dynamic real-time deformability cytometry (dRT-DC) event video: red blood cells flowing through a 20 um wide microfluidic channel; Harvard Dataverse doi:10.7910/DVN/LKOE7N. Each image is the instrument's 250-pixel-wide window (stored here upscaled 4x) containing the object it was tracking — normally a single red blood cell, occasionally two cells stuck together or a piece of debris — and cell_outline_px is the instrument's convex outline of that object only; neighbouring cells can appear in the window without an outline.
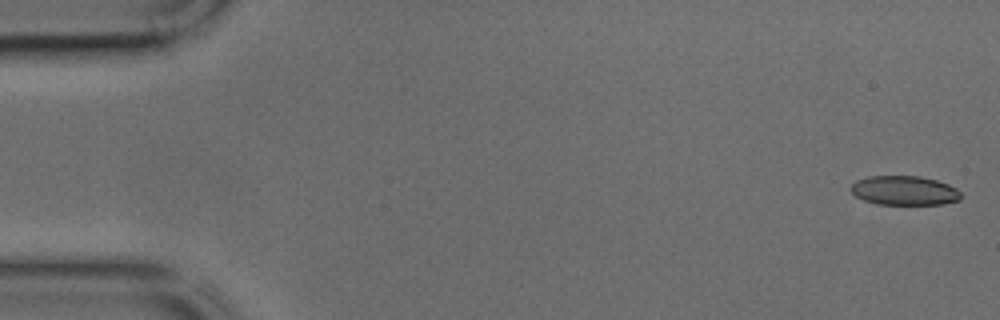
{"species": "common noctule bat (a hibernating species)", "species_latin": "Nyctalus noctula", "temperature_condition": "cold", "stored_images_in_passage": 44, "camera_frame_rate_fps": 3000, "um_per_image_px": 0.085, "animal": {"sex": "male", "body_mass_g": 17.9, "forearm_length_mm": 54.2}, "frame": {"image": 1, "passage_image": 1, "time_ms": 0.0, "image_size_px": [1000, 320], "cell_outline_px": [[964, 196], [960, 200], [944, 204], [876, 204], [864, 200], [856, 196], [848, 188], [856, 180], [868, 176], [920, 176], [936, 180], [948, 184], [956, 188]], "centroid_in_image_um": [76.88, 16.19], "position_along_channel_um": 8.1, "area_um2": 18.96}}
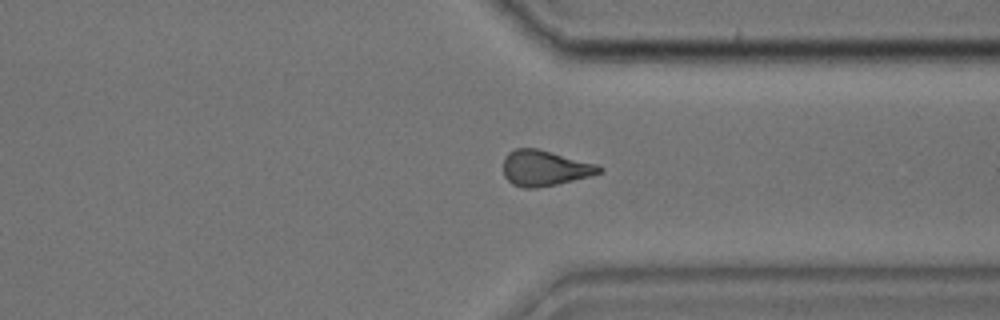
{"frame": {"image": 2, "passage_image": 33, "time_ms": 10.667, "image_size_px": [1000, 320], "cell_outline_px": [[604, 168], [600, 172], [588, 176], [556, 184], [536, 188], [524, 188], [512, 184], [504, 176], [504, 156], [508, 152], [516, 148], [536, 148], [600, 164]], "centroid_in_image_um": [46.3, 14.27], "position_along_channel_um": 365.1, "area_um2": 19.88}}
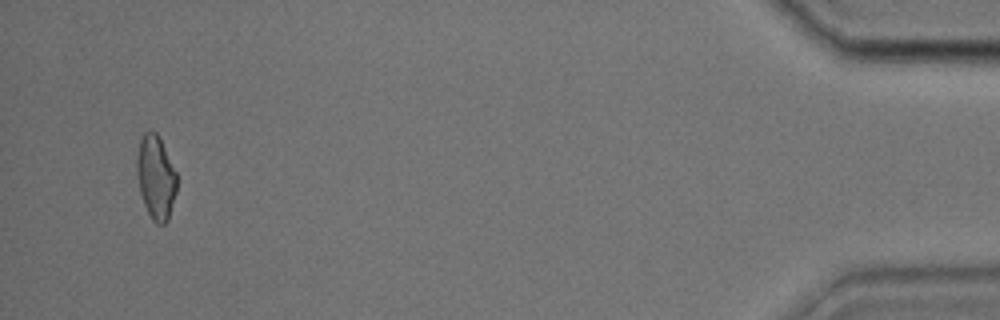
{"frame": {"image": 3, "passage_image": 42, "time_ms": 13.667, "image_size_px": [1000, 320], "cell_outline_px": [[176, 192], [168, 220], [164, 224], [156, 224], [152, 220], [144, 204], [140, 192], [136, 168], [136, 160], [140, 140], [144, 132], [156, 132], [176, 172]], "centroid_in_image_um": [13.24, 15.11], "position_along_channel_um": 422.0, "area_um2": 19.19}}